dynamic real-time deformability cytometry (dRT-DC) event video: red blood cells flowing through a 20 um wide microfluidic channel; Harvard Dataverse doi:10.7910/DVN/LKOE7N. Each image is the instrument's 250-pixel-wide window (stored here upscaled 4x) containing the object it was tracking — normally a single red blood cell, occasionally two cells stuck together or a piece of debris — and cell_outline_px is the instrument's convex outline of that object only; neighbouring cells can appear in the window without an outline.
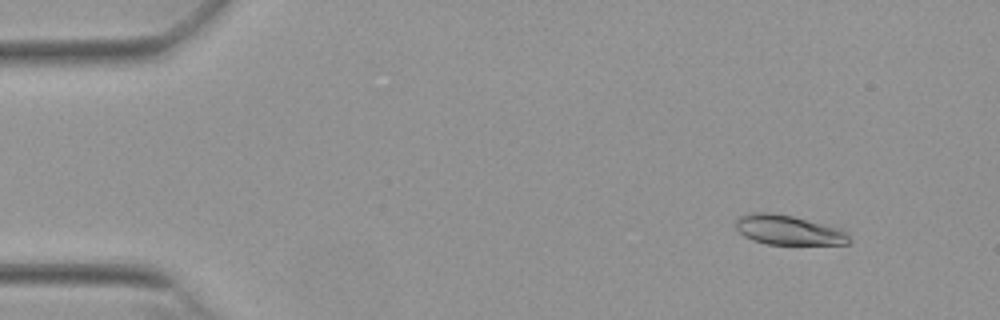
{"species": "Egyptian fruit bat (a non-hibernating species)", "species_latin": "Rousettus aegyptiacus", "temperature_condition": "warm", "stored_images_in_passage": 32, "camera_frame_rate_fps": 3000, "um_per_image_px": 0.085, "animal": {"sex": "female"}, "frame": {"image": 1, "passage_image": 4, "time_ms": 1.0, "image_size_px": [1000, 320], "cell_outline_px": [[852, 240], [848, 244], [764, 244], [752, 240], [744, 236], [736, 228], [736, 220], [740, 216], [752, 212], [768, 212], [792, 216], [820, 224], [844, 232]], "centroid_in_image_um": [66.92, 19.56], "position_along_channel_um": 18.1, "area_um2": 19.07}}
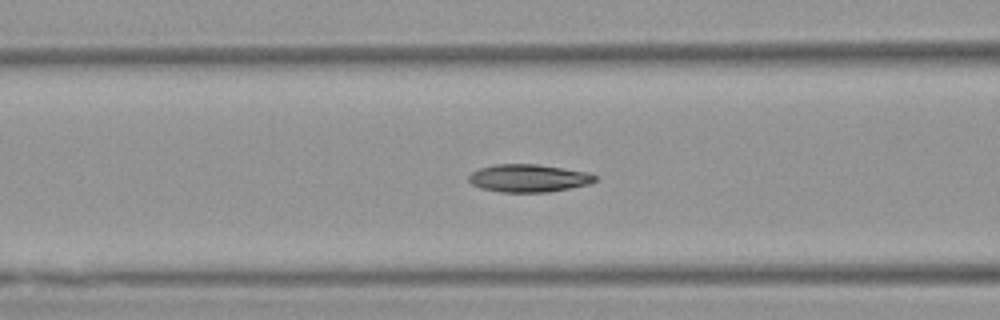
{"frame": {"image": 2, "passage_image": 20, "time_ms": 6.333, "image_size_px": [1000, 320], "cell_outline_px": [[596, 180], [588, 184], [548, 192], [500, 192], [480, 188], [472, 184], [468, 180], [468, 176], [472, 172], [480, 168], [496, 164], [536, 164], [588, 172], [596, 176]], "centroid_in_image_um": [44.89, 15.14], "position_along_channel_um": 121.7, "area_um2": 20.29}}
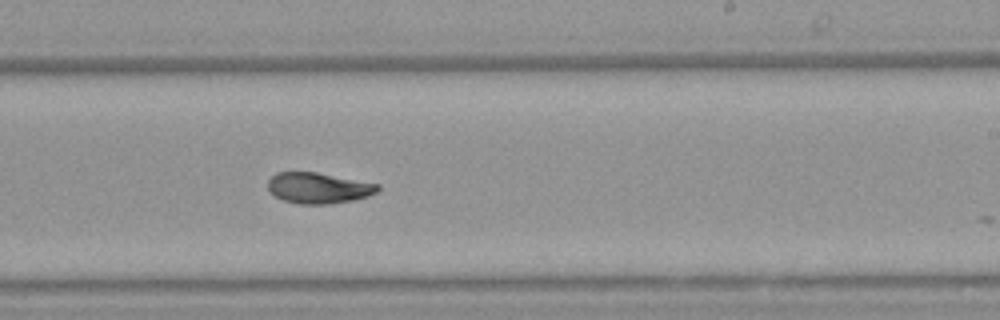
{"frame": {"image": 3, "passage_image": 31, "time_ms": 10.0, "image_size_px": [1000, 320], "cell_outline_px": [[380, 188], [376, 192], [368, 196], [352, 200], [328, 204], [296, 204], [284, 200], [276, 196], [268, 188], [268, 180], [276, 172], [316, 172], [380, 184]], "centroid_in_image_um": [27.07, 15.97], "position_along_channel_um": 261.9, "area_um2": 19.65}}